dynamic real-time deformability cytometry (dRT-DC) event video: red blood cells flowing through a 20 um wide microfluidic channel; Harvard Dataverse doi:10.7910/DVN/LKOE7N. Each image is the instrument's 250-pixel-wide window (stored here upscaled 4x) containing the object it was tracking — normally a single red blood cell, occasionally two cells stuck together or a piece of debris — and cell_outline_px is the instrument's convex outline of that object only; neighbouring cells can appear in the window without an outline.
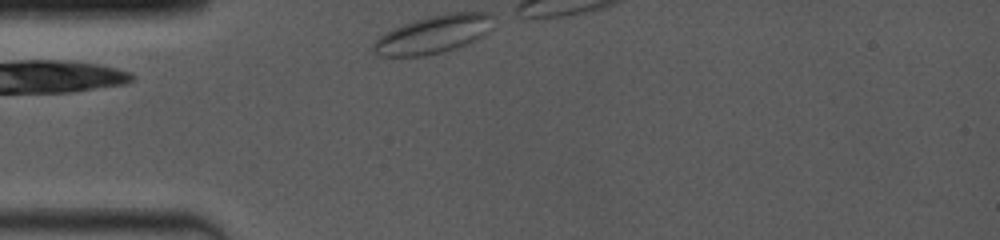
{"species": "common noctule bat (a hibernating species)", "species_latin": "Nyctalus noctula", "temperature_condition": "room temperature", "stored_images_in_passage": 15, "camera_frame_rate_fps": 4000, "um_per_image_px": 0.085, "animal": {"sex": "female", "body_mass_g": 19.0, "forearm_length_mm": 53.3}, "frame": {"image": 1, "passage_image": 1, "time_ms": 0.0, "image_size_px": [1000, 240], "cell_outline_px": [[496, 16], [492, 28], [488, 32], [476, 40], [456, 48], [424, 56], [380, 56], [372, 48], [372, 44], [380, 36], [404, 24], [428, 16], [448, 12], [488, 12]], "centroid_in_image_um": [36.92, 2.9], "position_along_channel_um": 48.1, "area_um2": 26.53}}
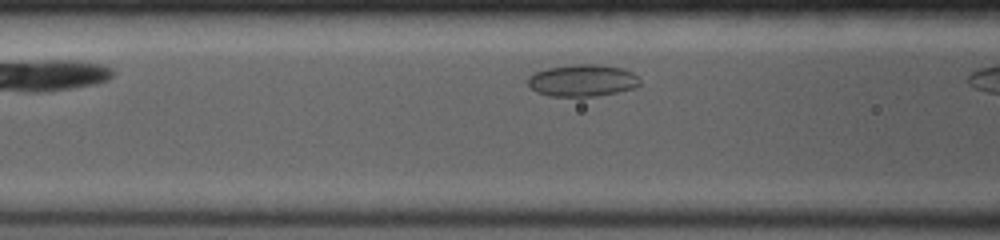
{"frame": {"image": 2, "passage_image": 13, "time_ms": 2.25, "image_size_px": [1000, 240], "cell_outline_px": [[640, 84], [636, 88], [596, 96], [548, 96], [536, 92], [528, 84], [528, 76], [532, 72], [548, 68], [572, 64], [596, 64], [620, 68], [632, 72], [640, 80]], "centroid_in_image_um": [49.48, 6.84], "position_along_channel_um": 117.1, "area_um2": 20.92}}